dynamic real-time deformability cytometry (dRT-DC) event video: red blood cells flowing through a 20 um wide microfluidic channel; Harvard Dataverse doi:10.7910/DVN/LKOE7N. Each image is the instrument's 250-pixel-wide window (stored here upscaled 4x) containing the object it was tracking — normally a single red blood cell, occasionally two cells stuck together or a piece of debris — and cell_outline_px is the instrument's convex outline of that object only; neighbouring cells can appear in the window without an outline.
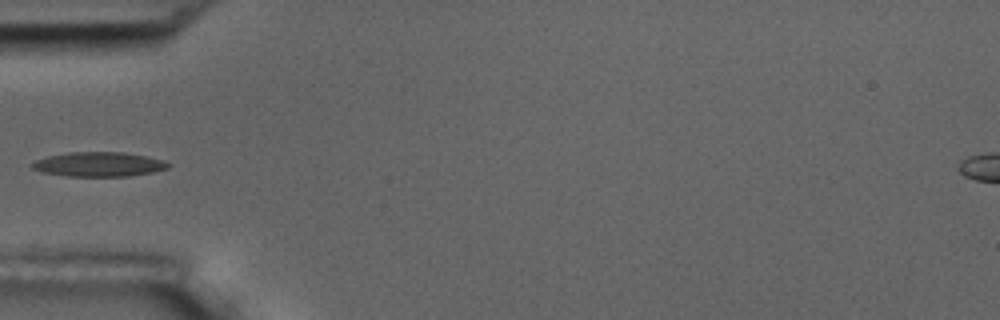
{"species": "common noctule bat (a hibernating species)", "species_latin": "Nyctalus noctula", "temperature_condition": "room temperature", "stored_images_in_passage": 9, "camera_frame_rate_fps": 3000, "um_per_image_px": 0.085, "animal": {"sex": "male", "body_mass_g": 17.5, "forearm_length_mm": 52.3}, "frame": {"image": 1, "passage_image": 4, "time_ms": 4.333, "image_size_px": [1000, 320], "cell_outline_px": [[172, 164], [168, 168], [152, 172], [128, 176], [68, 176], [40, 172], [32, 168], [28, 164], [36, 160], [48, 156], [68, 152], [124, 152], [144, 156], [160, 160]], "centroid_in_image_um": [8.34, 13.97], "position_along_channel_um": 76.7, "area_um2": 19.36}}
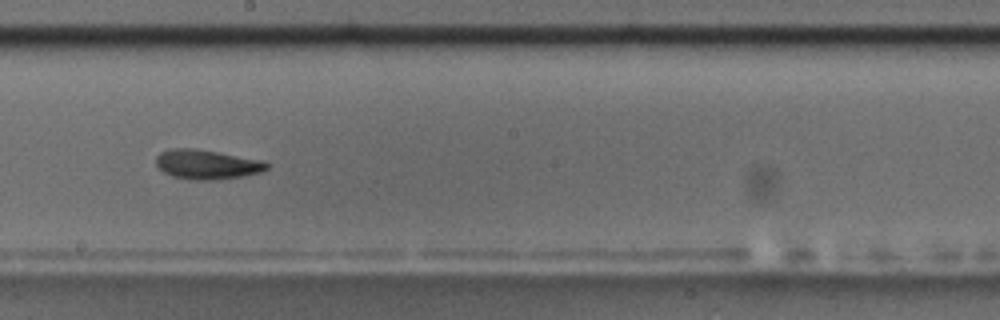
{"frame": {"image": 2, "passage_image": 8, "time_ms": 8.667, "image_size_px": [1000, 320], "cell_outline_px": [[268, 168], [260, 172], [244, 176], [216, 180], [188, 180], [172, 176], [164, 172], [156, 164], [156, 156], [160, 152], [168, 148], [196, 148], [264, 160], [268, 164]], "centroid_in_image_um": [17.57, 13.97], "position_along_channel_um": 230.6, "area_um2": 19.31}}
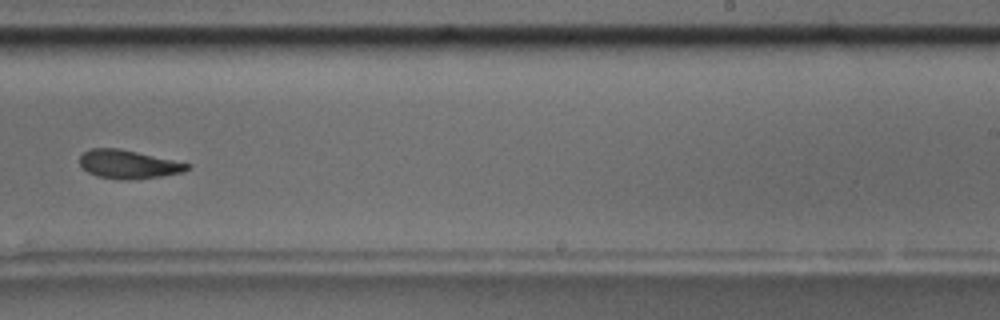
{"frame": {"image": 3, "passage_image": 9, "time_ms": 10.0, "image_size_px": [1000, 320], "cell_outline_px": [[192, 168], [184, 172], [160, 176], [96, 176], [88, 172], [80, 164], [80, 156], [88, 148], [116, 148], [136, 152], [192, 164]], "centroid_in_image_um": [10.93, 13.9], "position_along_channel_um": 278.1, "area_um2": 16.82}}